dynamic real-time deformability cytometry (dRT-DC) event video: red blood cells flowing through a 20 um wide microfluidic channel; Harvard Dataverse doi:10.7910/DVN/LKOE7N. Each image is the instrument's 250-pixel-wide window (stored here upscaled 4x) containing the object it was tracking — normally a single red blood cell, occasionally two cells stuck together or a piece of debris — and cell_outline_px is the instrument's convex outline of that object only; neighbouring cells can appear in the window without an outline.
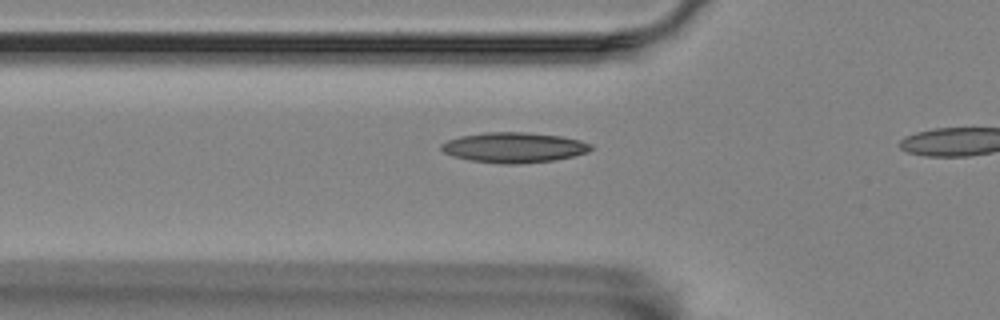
{"species": "Egyptian fruit bat (a non-hibernating species)", "species_latin": "Rousettus aegyptiacus", "temperature_condition": "room temperature", "stored_images_in_passage": 15, "camera_frame_rate_fps": 3000, "um_per_image_px": 0.085, "animal": {"sex": "female"}, "frame": {"image": 1, "passage_image": 13, "time_ms": 4.0, "image_size_px": [1000, 320], "cell_outline_px": [[592, 148], [588, 152], [556, 160], [516, 164], [500, 164], [468, 160], [452, 156], [444, 152], [440, 148], [440, 144], [448, 140], [460, 136], [484, 132], [524, 132], [560, 136], [580, 140], [592, 144]], "centroid_in_image_um": [43.66, 12.54], "position_along_channel_um": 82.1, "area_um2": 26.47}}